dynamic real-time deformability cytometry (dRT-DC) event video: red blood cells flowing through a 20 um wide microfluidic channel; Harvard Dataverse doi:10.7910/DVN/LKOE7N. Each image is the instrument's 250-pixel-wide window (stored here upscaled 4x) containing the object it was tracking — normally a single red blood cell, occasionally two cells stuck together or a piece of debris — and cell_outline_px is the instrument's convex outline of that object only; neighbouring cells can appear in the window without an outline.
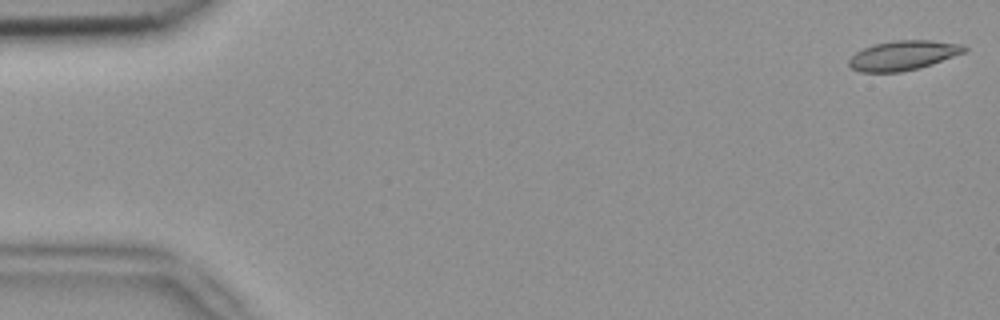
{"species": "common noctule bat (a hibernating species)", "species_latin": "Nyctalus noctula", "temperature_condition": "room temperature", "stored_images_in_passage": 5, "camera_frame_rate_fps": 3000, "um_per_image_px": 0.085, "animal": {"sex": "female", "body_mass_g": 18.4}, "frame": {"image": 1, "passage_image": 1, "time_ms": 0.0, "image_size_px": [1000, 320], "cell_outline_px": [[968, 48], [964, 52], [932, 64], [920, 68], [900, 72], [860, 72], [852, 68], [848, 64], [848, 60], [856, 52], [872, 44], [892, 40], [932, 40], [964, 44]], "centroid_in_image_um": [76.77, 4.7], "position_along_channel_um": 8.2, "area_um2": 20.0}}